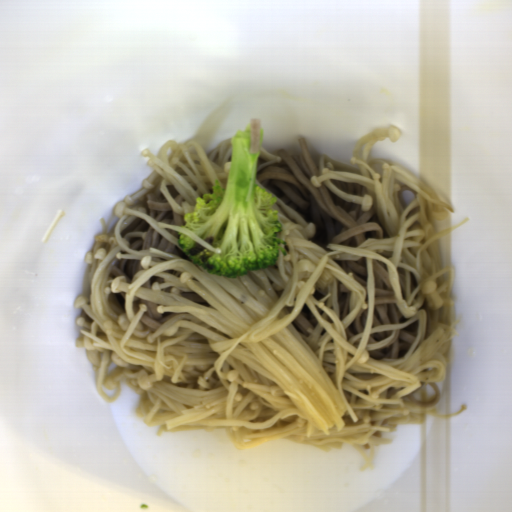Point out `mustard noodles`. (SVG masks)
<instances>
[{
    "label": "mustard noodles",
    "instance_id": "0af2e427",
    "mask_svg": "<svg viewBox=\"0 0 512 512\" xmlns=\"http://www.w3.org/2000/svg\"><path fill=\"white\" fill-rule=\"evenodd\" d=\"M299 155H288L280 148L274 156L281 161L263 166L255 181L290 206L315 226L314 243L328 250L330 243L360 247L368 239H386L389 235L374 206L349 201L321 182L315 188L311 178L320 174V161L313 159L307 140L298 139Z\"/></svg>",
    "mask_w": 512,
    "mask_h": 512
},
{
    "label": "mustard noodles",
    "instance_id": "7f7daa86",
    "mask_svg": "<svg viewBox=\"0 0 512 512\" xmlns=\"http://www.w3.org/2000/svg\"><path fill=\"white\" fill-rule=\"evenodd\" d=\"M374 326L408 321L401 313L385 262L373 258Z\"/></svg>",
    "mask_w": 512,
    "mask_h": 512
},
{
    "label": "mustard noodles",
    "instance_id": "964a15a8",
    "mask_svg": "<svg viewBox=\"0 0 512 512\" xmlns=\"http://www.w3.org/2000/svg\"><path fill=\"white\" fill-rule=\"evenodd\" d=\"M133 250L158 249L187 260L179 247L151 227L143 218H136L120 233Z\"/></svg>",
    "mask_w": 512,
    "mask_h": 512
},
{
    "label": "mustard noodles",
    "instance_id": "66139170",
    "mask_svg": "<svg viewBox=\"0 0 512 512\" xmlns=\"http://www.w3.org/2000/svg\"><path fill=\"white\" fill-rule=\"evenodd\" d=\"M418 328V320L403 329L396 339L378 349L370 350L372 359L389 360L408 351Z\"/></svg>",
    "mask_w": 512,
    "mask_h": 512
},
{
    "label": "mustard noodles",
    "instance_id": "33f82286",
    "mask_svg": "<svg viewBox=\"0 0 512 512\" xmlns=\"http://www.w3.org/2000/svg\"><path fill=\"white\" fill-rule=\"evenodd\" d=\"M143 204L145 212L156 221L170 225L174 222V212L167 199L150 192Z\"/></svg>",
    "mask_w": 512,
    "mask_h": 512
},
{
    "label": "mustard noodles",
    "instance_id": "ebdcc1c6",
    "mask_svg": "<svg viewBox=\"0 0 512 512\" xmlns=\"http://www.w3.org/2000/svg\"><path fill=\"white\" fill-rule=\"evenodd\" d=\"M134 306H140L142 303L147 307V311L140 317V321L150 329H157L161 326L169 316V312L159 314L156 310L158 303L140 298L134 297Z\"/></svg>",
    "mask_w": 512,
    "mask_h": 512
},
{
    "label": "mustard noodles",
    "instance_id": "2d61e72b",
    "mask_svg": "<svg viewBox=\"0 0 512 512\" xmlns=\"http://www.w3.org/2000/svg\"><path fill=\"white\" fill-rule=\"evenodd\" d=\"M142 268L143 267L141 265L140 259L125 257L122 259H118L116 262L113 263L109 271V276L111 278L124 277L126 281L130 282L131 278Z\"/></svg>",
    "mask_w": 512,
    "mask_h": 512
},
{
    "label": "mustard noodles",
    "instance_id": "c05dae82",
    "mask_svg": "<svg viewBox=\"0 0 512 512\" xmlns=\"http://www.w3.org/2000/svg\"><path fill=\"white\" fill-rule=\"evenodd\" d=\"M337 263L342 269H344L347 273L352 272V276L356 282L361 284L362 286L367 285V275H368V265L366 257H360L357 260H336Z\"/></svg>",
    "mask_w": 512,
    "mask_h": 512
},
{
    "label": "mustard noodles",
    "instance_id": "aaeaf5db",
    "mask_svg": "<svg viewBox=\"0 0 512 512\" xmlns=\"http://www.w3.org/2000/svg\"><path fill=\"white\" fill-rule=\"evenodd\" d=\"M434 392L433 400L429 402H422L411 395V393L403 398L404 406L410 410H415L419 413H425L430 410H435L441 400L440 387L437 383H428Z\"/></svg>",
    "mask_w": 512,
    "mask_h": 512
},
{
    "label": "mustard noodles",
    "instance_id": "c0e4c3c5",
    "mask_svg": "<svg viewBox=\"0 0 512 512\" xmlns=\"http://www.w3.org/2000/svg\"><path fill=\"white\" fill-rule=\"evenodd\" d=\"M249 133H250V143H249V151L251 153H261V140H262V122L261 119L251 118L249 119Z\"/></svg>",
    "mask_w": 512,
    "mask_h": 512
},
{
    "label": "mustard noodles",
    "instance_id": "76090e38",
    "mask_svg": "<svg viewBox=\"0 0 512 512\" xmlns=\"http://www.w3.org/2000/svg\"><path fill=\"white\" fill-rule=\"evenodd\" d=\"M351 291L339 280L337 281V307L340 321L349 316Z\"/></svg>",
    "mask_w": 512,
    "mask_h": 512
},
{
    "label": "mustard noodles",
    "instance_id": "a98fcec7",
    "mask_svg": "<svg viewBox=\"0 0 512 512\" xmlns=\"http://www.w3.org/2000/svg\"><path fill=\"white\" fill-rule=\"evenodd\" d=\"M330 181L333 185H335L337 188H339L343 192H346L353 196H361L365 192L364 186H362L361 184L345 183V182H340V181H335V180H330Z\"/></svg>",
    "mask_w": 512,
    "mask_h": 512
},
{
    "label": "mustard noodles",
    "instance_id": "07b2601d",
    "mask_svg": "<svg viewBox=\"0 0 512 512\" xmlns=\"http://www.w3.org/2000/svg\"><path fill=\"white\" fill-rule=\"evenodd\" d=\"M181 296H183L184 298L188 299V300H191L197 304H200L202 306H205V307H210L209 303L207 301H205L201 296H199L197 293L195 292H185V293H181Z\"/></svg>",
    "mask_w": 512,
    "mask_h": 512
},
{
    "label": "mustard noodles",
    "instance_id": "a2f3d281",
    "mask_svg": "<svg viewBox=\"0 0 512 512\" xmlns=\"http://www.w3.org/2000/svg\"><path fill=\"white\" fill-rule=\"evenodd\" d=\"M406 191L411 192L415 198H416V195H417L416 190L410 188L409 186H407L405 184H402L400 186V191H399V194H398V201H399V203H400V205H401V207L403 208L404 211L407 208L406 204H405V200H404V195H405Z\"/></svg>",
    "mask_w": 512,
    "mask_h": 512
},
{
    "label": "mustard noodles",
    "instance_id": "58135cd2",
    "mask_svg": "<svg viewBox=\"0 0 512 512\" xmlns=\"http://www.w3.org/2000/svg\"><path fill=\"white\" fill-rule=\"evenodd\" d=\"M393 330H389V331H381V332H376V333H371V337L375 340V341H378V340H382V339H386L391 333H392Z\"/></svg>",
    "mask_w": 512,
    "mask_h": 512
}]
</instances>
